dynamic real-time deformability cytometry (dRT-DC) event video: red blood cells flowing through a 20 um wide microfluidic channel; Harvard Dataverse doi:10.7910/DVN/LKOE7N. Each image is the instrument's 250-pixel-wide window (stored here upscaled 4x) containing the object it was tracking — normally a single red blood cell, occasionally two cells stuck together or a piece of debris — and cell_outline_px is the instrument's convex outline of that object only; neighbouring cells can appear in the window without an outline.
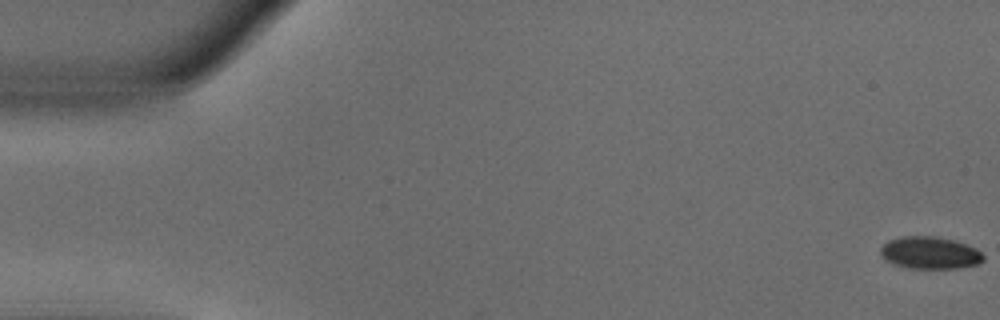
{"species": "common noctule bat (a hibernating species)", "species_latin": "Nyctalus noctula", "temperature_condition": "warm", "stored_images_in_passage": 53, "camera_frame_rate_fps": 3000, "um_per_image_px": 0.085, "animal": {"sex": "male", "body_mass_g": 18.8}, "frame": {"image": 1, "passage_image": 1, "time_ms": 0.0, "image_size_px": [1000, 320], "cell_outline_px": [[984, 260], [976, 264], [956, 268], [908, 268], [892, 264], [880, 252], [880, 248], [888, 240], [900, 236], [936, 236], [956, 240], [976, 248], [984, 256]], "centroid_in_image_um": [79.04, 21.47], "position_along_channel_um": 6.0, "area_um2": 19.31}}
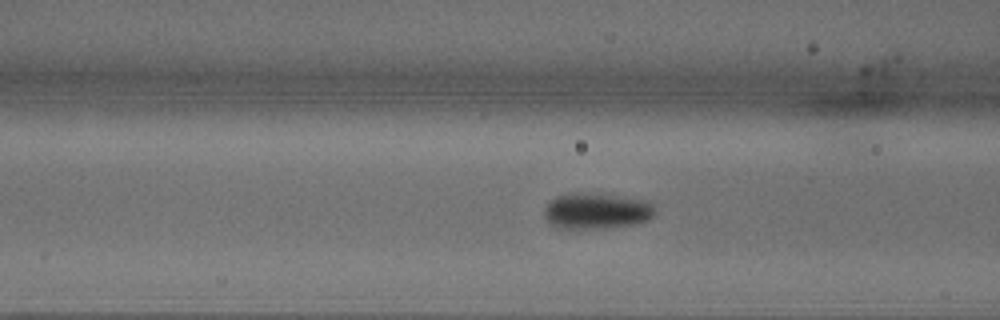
{"frame": {"image": 2, "passage_image": 21, "time_ms": 6.667, "image_size_px": [1000, 320], "cell_outline_px": [[656, 212], [648, 220], [632, 224], [596, 228], [556, 228], [544, 216], [544, 208], [556, 196], [612, 196], [652, 200], [656, 208]], "centroid_in_image_um": [50.79, 17.97], "position_along_channel_um": 115.8, "area_um2": 22.14}}
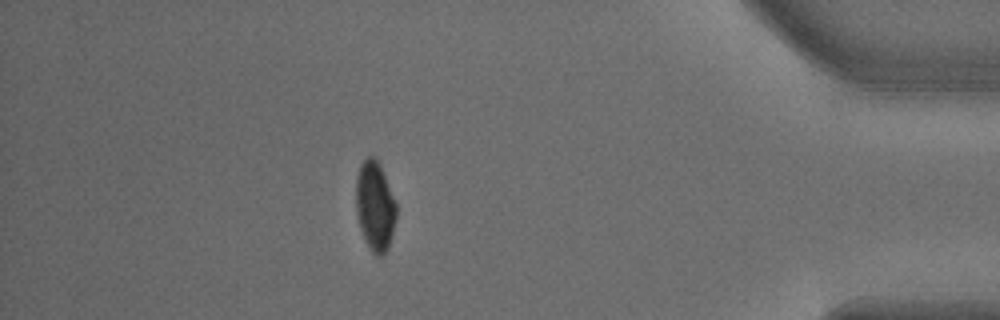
{"frame": {"image": 3, "passage_image": 47, "time_ms": 15.333, "image_size_px": [1000, 320], "cell_outline_px": [[396, 220], [388, 248], [384, 256], [376, 256], [372, 252], [360, 228], [356, 212], [356, 180], [360, 164], [368, 156], [376, 156], [380, 164], [396, 204]], "centroid_in_image_um": [31.87, 17.51], "position_along_channel_um": 403.3, "area_um2": 20.98}, "authors_computed_cell_mechanics": {"area_um2": 21.386, "velocity_mm_per_s": 3.8366, "shape_relaxation_time_tau1_ms": 4.8669, "shape_relaxation_time_tau2_ms": null, "deformation_change_tau1": 0.1639, "deformation_change_tau2": null}}